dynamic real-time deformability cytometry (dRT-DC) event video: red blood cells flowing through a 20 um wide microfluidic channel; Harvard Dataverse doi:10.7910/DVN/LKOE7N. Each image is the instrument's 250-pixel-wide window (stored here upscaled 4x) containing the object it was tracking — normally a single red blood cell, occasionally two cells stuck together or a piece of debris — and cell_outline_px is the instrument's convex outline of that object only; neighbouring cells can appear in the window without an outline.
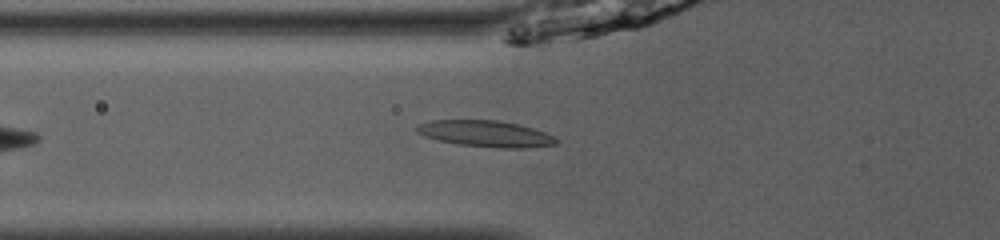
{"species": "common noctule bat (a hibernating species)", "species_latin": "Nyctalus noctula", "temperature_condition": "room temperature", "stored_images_in_passage": 31, "camera_frame_rate_fps": 3000, "um_per_image_px": 0.085, "animal": {"sex": "male", "body_mass_g": 13.0, "forearm_length_mm": 53.1}, "frame": {"image": 1, "passage_image": 4, "time_ms": 1.0, "image_size_px": [1000, 240], "cell_outline_px": [[560, 140], [556, 144], [524, 148], [500, 148], [460, 144], [440, 140], [424, 136], [416, 132], [416, 128], [420, 124], [432, 120], [496, 120], [520, 124], [544, 132]], "centroid_in_image_um": [41.3, 11.36], "position_along_channel_um": 84.5, "area_um2": 21.15}}
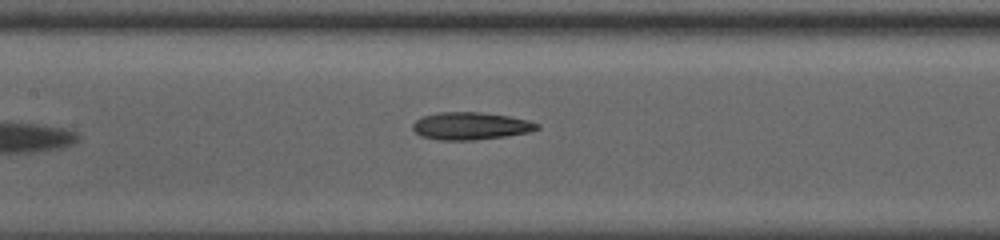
{"frame": {"image": 2, "passage_image": 10, "time_ms": 3.0, "image_size_px": [1000, 240], "cell_outline_px": [[540, 128], [528, 132], [504, 136], [472, 140], [440, 140], [420, 136], [412, 128], [412, 124], [416, 120], [424, 116], [440, 112], [480, 112], [508, 116], [528, 120], [540, 124]], "centroid_in_image_um": [39.99, 10.7], "position_along_channel_um": 167.4, "area_um2": 19.77}}
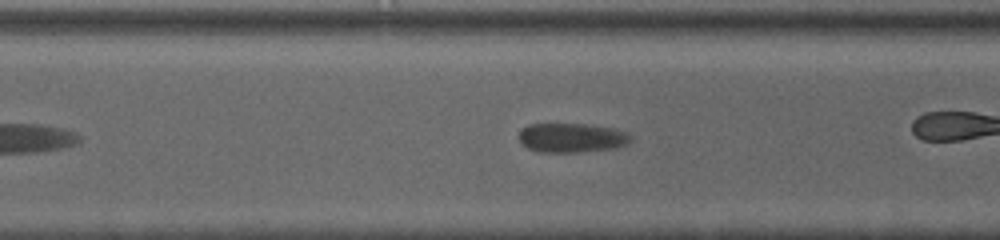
{"frame": {"image": 3, "passage_image": 19, "time_ms": 6.0, "image_size_px": [1000, 240], "cell_outline_px": [[632, 140], [628, 144], [616, 148], [580, 152], [540, 152], [528, 148], [520, 140], [520, 132], [528, 124], [584, 124], [612, 128], [628, 132], [632, 136]], "centroid_in_image_um": [48.66, 11.71], "position_along_channel_um": 321.9, "area_um2": 19.07}, "authors_computed_cell_mechanics": {"area_um2": 20.4034, "velocity_mm_per_s": 4.066, "shape_relaxation_time_tau1_ms": 3.1933, "shape_relaxation_time_tau2_ms": null, "deformation_change_tau1": 0.102, "deformation_change_tau2": null}}